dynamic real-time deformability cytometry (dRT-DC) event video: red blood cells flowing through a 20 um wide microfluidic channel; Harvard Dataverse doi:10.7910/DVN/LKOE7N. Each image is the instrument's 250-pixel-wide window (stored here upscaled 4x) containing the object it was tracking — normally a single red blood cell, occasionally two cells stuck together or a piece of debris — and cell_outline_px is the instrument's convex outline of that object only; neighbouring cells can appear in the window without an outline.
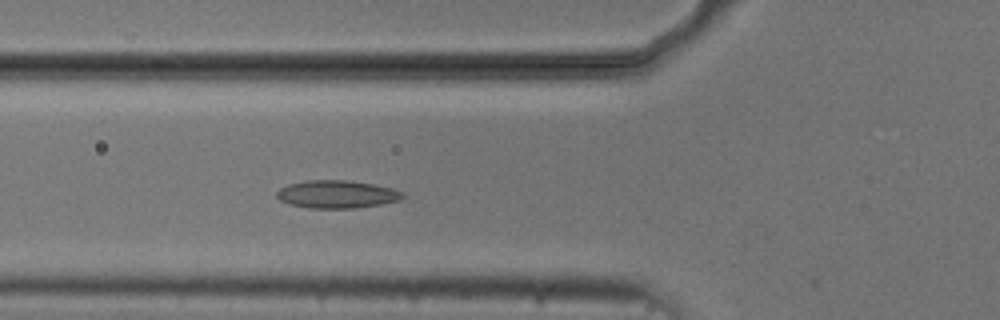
{"species": "common noctule bat (a hibernating species)", "species_latin": "Nyctalus noctula", "temperature_condition": "cold", "stored_images_in_passage": 22, "camera_frame_rate_fps": 3000, "um_per_image_px": 0.085, "animal": {"sex": "male", "body_mass_g": 20.5, "forearm_length_mm": 52.5}, "frame": {"image": 1, "passage_image": 18, "time_ms": 5.667, "image_size_px": [1000, 320], "cell_outline_px": [[404, 196], [400, 200], [380, 204], [356, 208], [308, 208], [288, 204], [280, 200], [276, 196], [276, 192], [280, 188], [288, 184], [304, 180], [348, 180], [372, 184], [392, 188], [404, 192]], "centroid_in_image_um": [28.61, 16.51], "position_along_channel_um": 97.2, "area_um2": 20.52}}
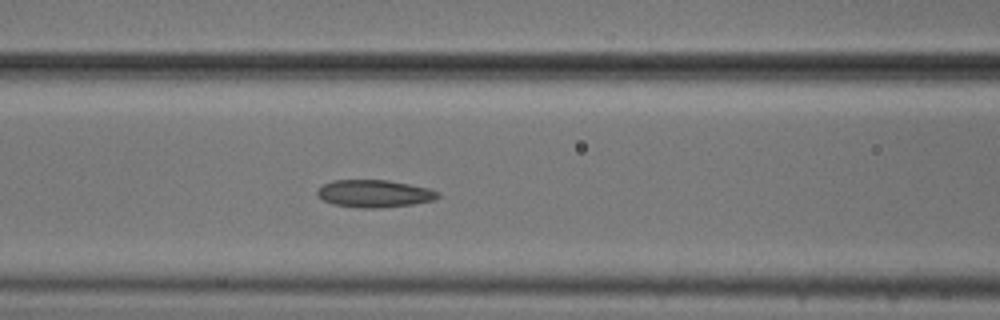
{"frame": {"image": 2, "passage_image": 21, "time_ms": 6.667, "image_size_px": [1000, 320], "cell_outline_px": [[440, 196], [432, 200], [412, 204], [376, 208], [360, 208], [332, 204], [316, 196], [316, 192], [324, 184], [332, 180], [388, 180], [428, 188], [440, 192]], "centroid_in_image_um": [31.79, 16.45], "position_along_channel_um": 134.8, "area_um2": 19.19}}